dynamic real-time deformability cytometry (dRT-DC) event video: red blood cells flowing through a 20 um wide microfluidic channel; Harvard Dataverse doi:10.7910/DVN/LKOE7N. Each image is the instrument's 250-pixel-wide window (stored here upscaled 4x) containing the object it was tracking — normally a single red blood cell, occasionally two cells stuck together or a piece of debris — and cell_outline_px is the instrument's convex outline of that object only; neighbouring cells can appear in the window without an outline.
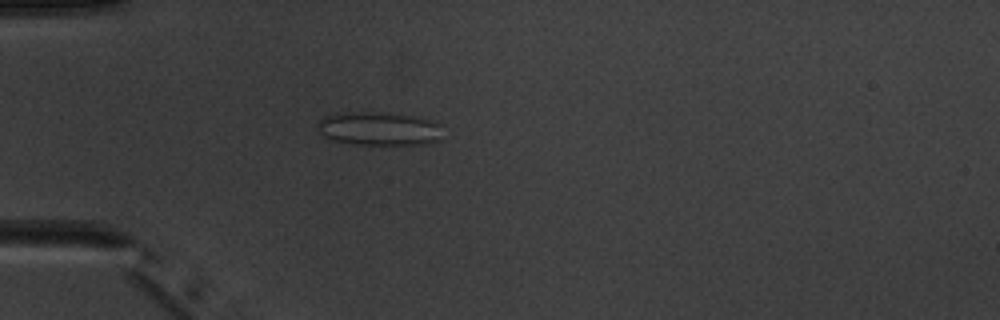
{"species": "common noctule bat (a hibernating species)", "species_latin": "Nyctalus noctula", "temperature_condition": "warm", "stored_images_in_passage": 2, "camera_frame_rate_fps": 3000, "um_per_image_px": 0.085, "animal": {"sex": "male", "body_mass_g": 20.1, "forearm_length_mm": 53.5}, "frame": {"image": 1, "passage_image": 2, "time_ms": 2.0, "image_size_px": [1000, 320], "cell_outline_px": [[440, 140], [424, 144], [356, 144], [332, 140], [324, 136], [316, 128], [316, 124], [324, 116], [336, 112], [372, 112], [412, 116], [428, 120], [440, 124]], "centroid_in_image_um": [32.14, 10.93], "position_along_channel_um": 52.9, "area_um2": 24.28}}